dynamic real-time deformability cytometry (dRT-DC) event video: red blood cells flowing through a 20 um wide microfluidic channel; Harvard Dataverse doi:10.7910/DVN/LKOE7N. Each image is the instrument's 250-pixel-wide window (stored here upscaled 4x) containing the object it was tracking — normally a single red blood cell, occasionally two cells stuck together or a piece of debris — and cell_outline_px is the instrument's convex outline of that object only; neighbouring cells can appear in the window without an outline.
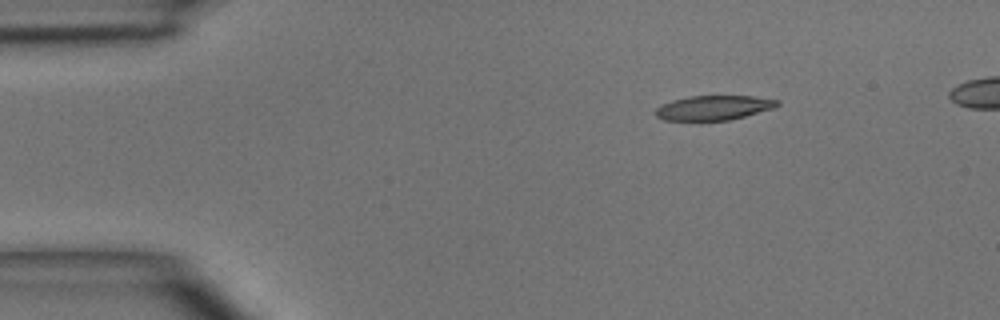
{"species": "common noctule bat (a hibernating species)", "species_latin": "Nyctalus noctula", "temperature_condition": "room temperature", "stored_images_in_passage": 3, "camera_frame_rate_fps": 3000, "um_per_image_px": 0.085, "animal": {"sex": "male", "body_mass_g": 15.6}, "frame": {"image": 1, "passage_image": 1, "time_ms": 0.0, "image_size_px": [1000, 320], "cell_outline_px": [[780, 104], [776, 108], [728, 120], [664, 120], [656, 116], [656, 108], [660, 104], [672, 100], [688, 96], [752, 96], [780, 100]], "centroid_in_image_um": [60.68, 9.15], "position_along_channel_um": 24.3, "area_um2": 17.46}}